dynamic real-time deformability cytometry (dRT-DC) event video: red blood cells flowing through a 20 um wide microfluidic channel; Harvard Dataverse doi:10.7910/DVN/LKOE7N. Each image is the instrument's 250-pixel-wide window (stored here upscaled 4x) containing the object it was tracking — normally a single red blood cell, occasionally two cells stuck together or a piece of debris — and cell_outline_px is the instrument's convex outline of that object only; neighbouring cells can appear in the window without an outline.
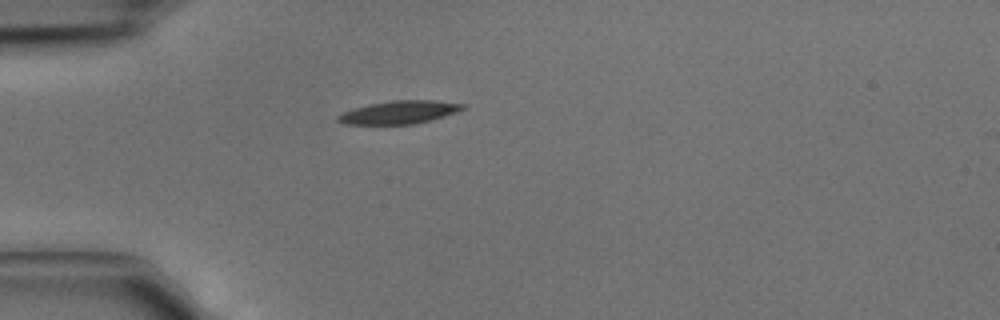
{"species": "common noctule bat (a hibernating species)", "species_latin": "Nyctalus noctula", "temperature_condition": "cold", "stored_images_in_passage": 4, "camera_frame_rate_fps": 3000, "um_per_image_px": 0.085, "animal": {"sex": "male", "body_mass_g": 15.6}, "frame": {"image": 1, "passage_image": 4, "time_ms": 1.0, "image_size_px": [1000, 320], "cell_outline_px": [[468, 108], [432, 120], [416, 124], [344, 124], [336, 120], [336, 116], [352, 108], [368, 104], [392, 100], [436, 100], [468, 104]], "centroid_in_image_um": [33.98, 9.53], "position_along_channel_um": 51.0, "area_um2": 17.05}}